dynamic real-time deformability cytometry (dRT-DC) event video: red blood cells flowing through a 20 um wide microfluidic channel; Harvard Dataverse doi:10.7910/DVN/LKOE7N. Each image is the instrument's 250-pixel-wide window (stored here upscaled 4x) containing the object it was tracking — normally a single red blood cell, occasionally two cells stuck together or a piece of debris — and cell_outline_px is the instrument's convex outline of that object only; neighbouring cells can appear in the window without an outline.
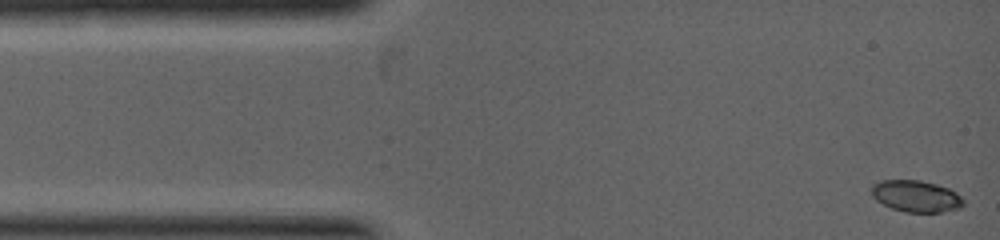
{"species": "common noctule bat (a hibernating species)", "species_latin": "Nyctalus noctula", "temperature_condition": "warm", "stored_images_in_passage": 44, "camera_frame_rate_fps": 5000, "um_per_image_px": 0.085, "animal": {"sex": "female", "body_mass_g": 19.0, "forearm_length_mm": 53.3}, "frame": {"image": 1, "passage_image": 1, "time_ms": 0.0, "image_size_px": [1000, 240], "cell_outline_px": [[964, 204], [960, 208], [940, 212], [904, 212], [892, 208], [876, 200], [872, 196], [868, 188], [872, 184], [880, 180], [920, 180], [936, 184], [948, 188], [956, 192], [964, 200]], "centroid_in_image_um": [77.82, 16.66], "position_along_channel_um": 7.2, "area_um2": 17.11}}
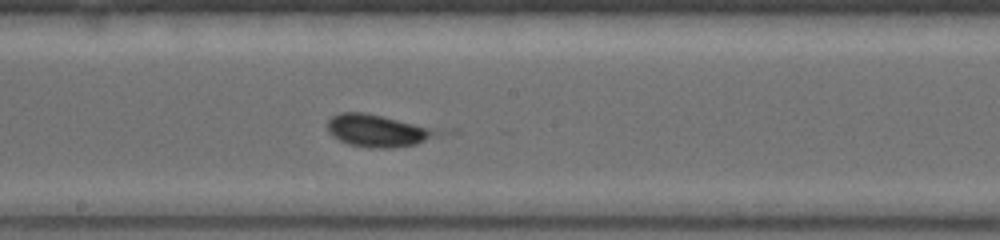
{"frame": {"image": 2, "passage_image": 25, "time_ms": 4.0, "image_size_px": [1000, 240], "cell_outline_px": [[444, 132], [436, 136], [416, 144], [392, 148], [372, 148], [348, 144], [332, 136], [328, 132], [328, 120], [332, 116], [340, 112], [364, 112], [432, 128]], "centroid_in_image_um": [32.06, 11.11], "position_along_channel_um": 216.1, "area_um2": 20.4}}
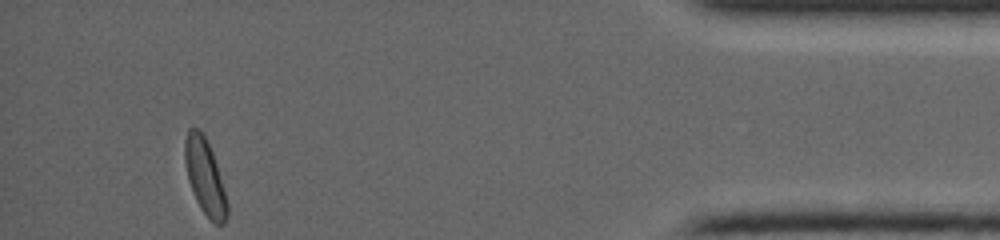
{"frame": {"image": 3, "passage_image": 43, "time_ms": 7.6, "image_size_px": [1000, 240], "cell_outline_px": [[228, 216], [224, 224], [216, 224], [204, 212], [196, 200], [192, 192], [188, 180], [184, 160], [184, 140], [188, 128], [200, 128], [212, 152], [224, 188], [228, 204]], "centroid_in_image_um": [17.41, 15.01], "position_along_channel_um": 417.8, "area_um2": 18.55}}